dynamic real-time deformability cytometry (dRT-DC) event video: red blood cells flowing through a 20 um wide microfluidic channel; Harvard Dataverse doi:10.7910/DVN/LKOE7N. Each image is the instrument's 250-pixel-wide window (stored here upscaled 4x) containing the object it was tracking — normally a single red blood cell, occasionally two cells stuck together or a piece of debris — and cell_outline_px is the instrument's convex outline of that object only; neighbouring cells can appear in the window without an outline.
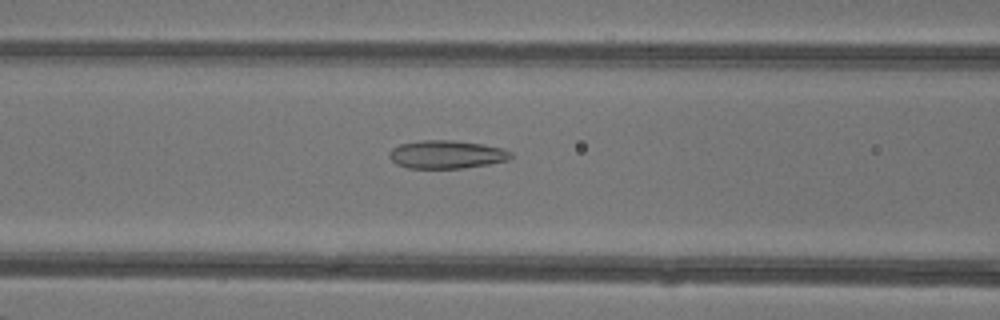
{"species": "common noctule bat (a hibernating species)", "species_latin": "Nyctalus noctula", "temperature_condition": "warm", "stored_images_in_passage": 37, "camera_frame_rate_fps": 3000, "um_per_image_px": 0.085, "animal": {"sex": "female"}, "frame": {"image": 1, "passage_image": 10, "time_ms": 3.0, "image_size_px": [1000, 320], "cell_outline_px": [[512, 156], [508, 160], [488, 164], [464, 168], [408, 168], [396, 164], [388, 156], [388, 152], [392, 148], [400, 144], [420, 140], [452, 140], [484, 144], [504, 148], [512, 152]], "centroid_in_image_um": [37.96, 13.12], "position_along_channel_um": 128.6, "area_um2": 20.11}}
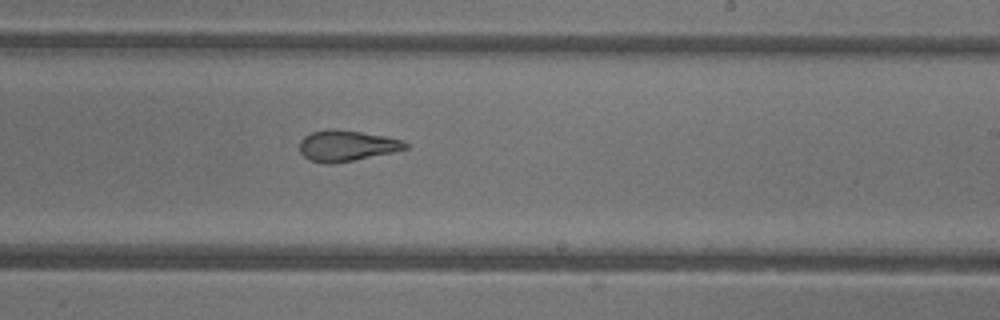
{"frame": {"image": 2, "passage_image": 19, "time_ms": 6.0, "image_size_px": [1000, 320], "cell_outline_px": [[408, 148], [392, 152], [352, 160], [328, 164], [324, 164], [308, 160], [300, 152], [300, 140], [304, 136], [312, 132], [328, 128], [332, 128], [360, 132], [384, 136], [404, 140], [408, 144]], "centroid_in_image_um": [29.43, 12.38], "position_along_channel_um": 259.6, "area_um2": 18.96}}
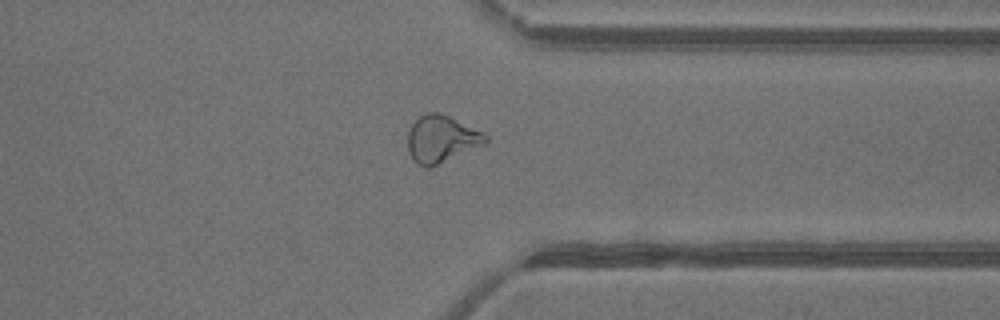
{"frame": {"image": 3, "passage_image": 27, "time_ms": 8.667, "image_size_px": [1000, 320], "cell_outline_px": [[488, 140], [484, 144], [428, 168], [416, 164], [408, 152], [408, 132], [412, 124], [420, 116], [428, 112], [440, 112], [484, 132], [488, 136]], "centroid_in_image_um": [37.51, 11.8], "position_along_channel_um": 373.9, "area_um2": 21.15}, "authors_computed_cell_mechanics": {"area_um2": 20.6346, "velocity_mm_per_s": 4.3735, "shape_relaxation_time_tau1_ms": null, "shape_relaxation_time_tau2_ms": 1.6847, "deformation_change_tau1": null, "deformation_change_tau2": 0.1004}}